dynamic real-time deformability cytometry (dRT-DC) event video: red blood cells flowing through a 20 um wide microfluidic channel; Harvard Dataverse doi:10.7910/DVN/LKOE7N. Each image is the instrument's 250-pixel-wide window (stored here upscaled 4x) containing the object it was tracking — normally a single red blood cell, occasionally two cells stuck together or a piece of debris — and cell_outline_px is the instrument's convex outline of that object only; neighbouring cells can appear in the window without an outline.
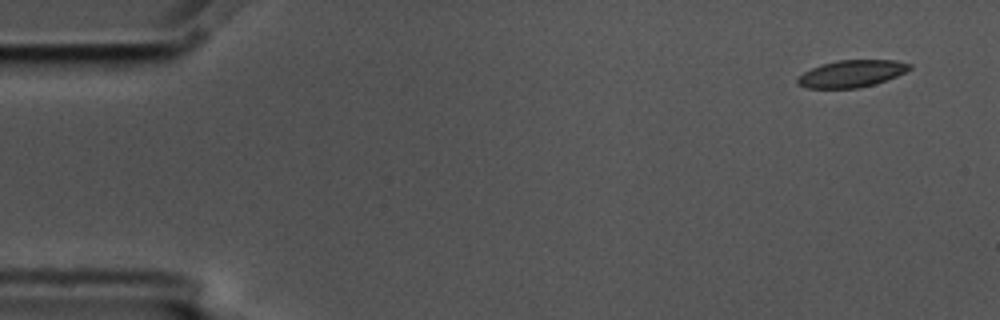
{"species": "common noctule bat (a hibernating species)", "species_latin": "Nyctalus noctula", "temperature_condition": "cold", "stored_images_in_passage": 4, "camera_frame_rate_fps": 3000, "um_per_image_px": 0.085, "animal": {"sex": "male", "body_mass_g": 17.5, "forearm_length_mm": 52.3}, "frame": {"image": 1, "passage_image": 1, "time_ms": 0.0, "image_size_px": [1000, 320], "cell_outline_px": [[912, 68], [896, 76], [860, 88], [804, 88], [796, 84], [796, 80], [804, 72], [812, 68], [836, 60], [896, 60], [912, 64]], "centroid_in_image_um": [72.37, 6.26], "position_along_channel_um": 12.6, "area_um2": 17.51}}
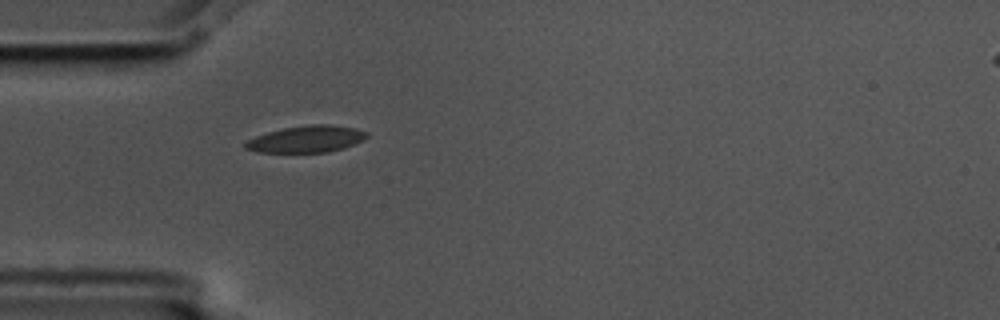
{"frame": {"image": 2, "passage_image": 4, "time_ms": 1.0, "image_size_px": [1000, 320], "cell_outline_px": [[368, 136], [364, 140], [344, 148], [328, 152], [256, 152], [244, 148], [244, 144], [248, 140], [256, 136], [268, 132], [284, 128], [312, 124], [332, 124], [356, 128], [368, 132]], "centroid_in_image_um": [26.09, 11.82], "position_along_channel_um": 58.9, "area_um2": 18.96}}